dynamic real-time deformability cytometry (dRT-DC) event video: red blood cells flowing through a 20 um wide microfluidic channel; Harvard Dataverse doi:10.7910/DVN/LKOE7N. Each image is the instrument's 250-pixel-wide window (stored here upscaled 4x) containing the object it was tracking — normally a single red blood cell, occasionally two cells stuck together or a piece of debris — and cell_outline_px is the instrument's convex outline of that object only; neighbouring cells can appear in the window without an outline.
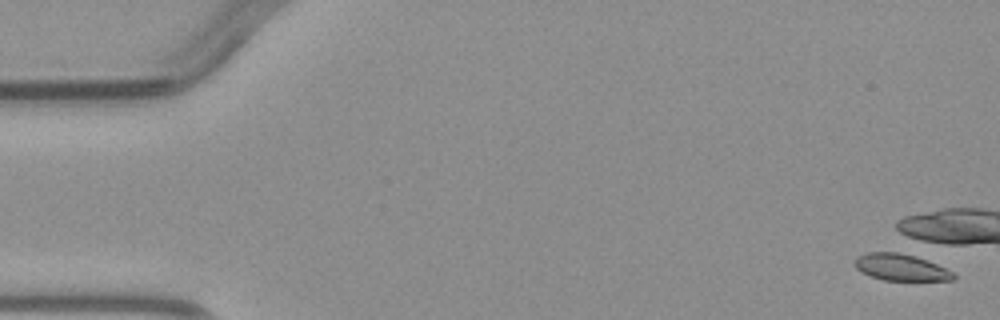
{"species": "common noctule bat (a hibernating species)", "species_latin": "Nyctalus noctula", "temperature_condition": "warm", "stored_images_in_passage": 1, "camera_frame_rate_fps": 3000, "um_per_image_px": 0.085, "animal": {"sex": "male", "body_mass_g": 23.1, "forearm_length_mm": 52.7}, "frame": {"image": 1, "passage_image": 1, "time_ms": 0.0, "image_size_px": [1000, 320], "cell_outline_px": [[956, 276], [952, 280], [884, 280], [860, 272], [856, 268], [856, 256], [868, 252], [896, 252], [912, 256], [936, 264], [952, 272]], "centroid_in_image_um": [76.53, 22.72], "position_along_channel_um": 8.5, "area_um2": 14.91}}